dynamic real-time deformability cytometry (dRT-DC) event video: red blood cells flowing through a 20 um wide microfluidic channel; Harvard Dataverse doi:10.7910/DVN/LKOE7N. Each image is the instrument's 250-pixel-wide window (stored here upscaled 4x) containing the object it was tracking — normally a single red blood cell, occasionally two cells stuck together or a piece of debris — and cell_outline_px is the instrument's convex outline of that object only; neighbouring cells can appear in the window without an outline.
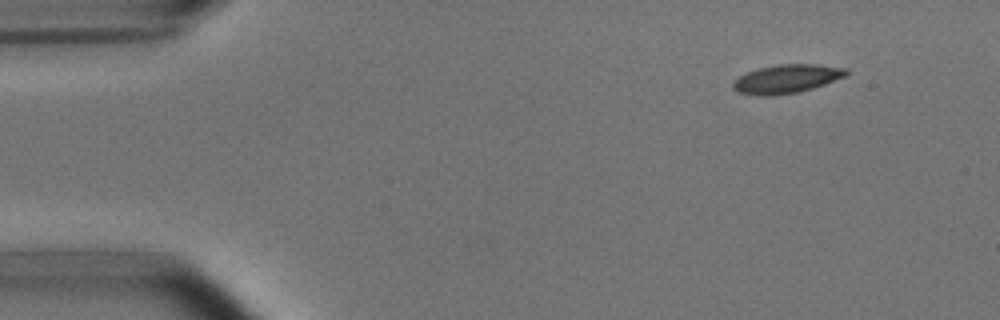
{"species": "common noctule bat (a hibernating species)", "species_latin": "Nyctalus noctula", "temperature_condition": "room temperature", "stored_images_in_passage": 5, "camera_frame_rate_fps": 3000, "um_per_image_px": 0.085, "animal": {"sex": "male", "body_mass_g": 15.6}, "frame": {"image": 1, "passage_image": 1, "time_ms": 0.0, "image_size_px": [1000, 320], "cell_outline_px": [[848, 72], [844, 76], [824, 84], [812, 88], [796, 92], [772, 96], [760, 96], [740, 92], [732, 88], [732, 84], [740, 76], [748, 72], [760, 68], [776, 64], [816, 64], [848, 68]], "centroid_in_image_um": [66.87, 6.69], "position_along_channel_um": 18.1, "area_um2": 18.61}}
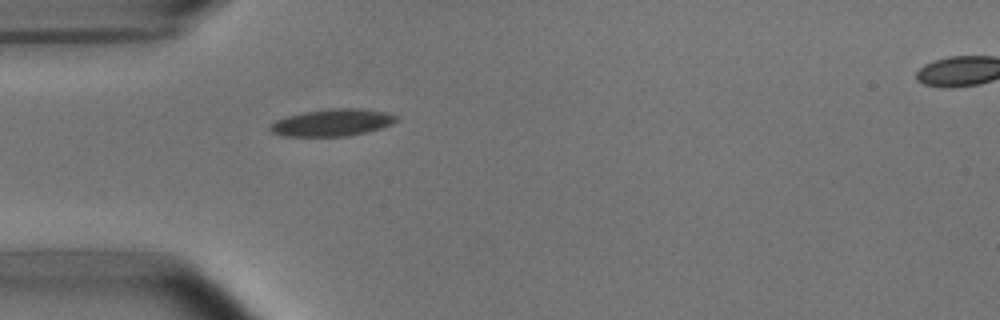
{"frame": {"image": 2, "passage_image": 4, "time_ms": 3.333, "image_size_px": [1000, 320], "cell_outline_px": [[400, 116], [392, 124], [380, 128], [364, 132], [344, 136], [284, 136], [272, 132], [268, 128], [276, 120], [288, 116], [304, 112], [328, 108], [360, 108], [388, 112]], "centroid_in_image_um": [28.27, 10.4], "position_along_channel_um": 56.7, "area_um2": 19.83}}